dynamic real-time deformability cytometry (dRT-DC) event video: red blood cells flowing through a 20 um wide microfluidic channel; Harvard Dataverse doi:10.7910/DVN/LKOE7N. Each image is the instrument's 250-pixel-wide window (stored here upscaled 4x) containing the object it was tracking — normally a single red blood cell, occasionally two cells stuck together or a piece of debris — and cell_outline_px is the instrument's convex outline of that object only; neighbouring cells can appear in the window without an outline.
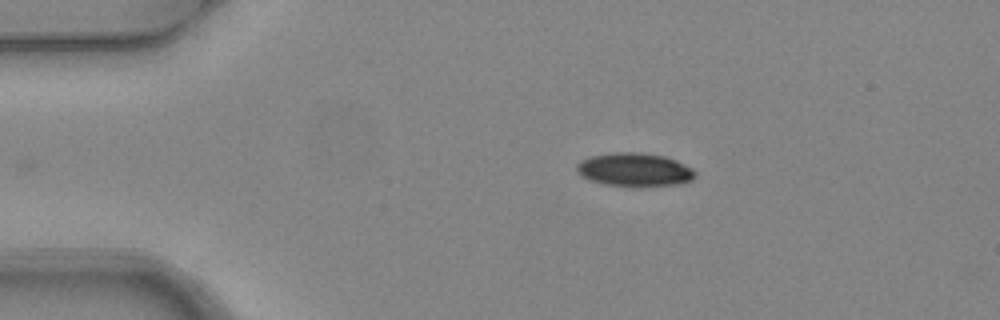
{"species": "common noctule bat (a hibernating species)", "species_latin": "Nyctalus noctula", "temperature_condition": "warm", "stored_images_in_passage": 3, "camera_frame_rate_fps": 3000, "um_per_image_px": 0.085, "animal": {"sex": "female", "body_mass_g": 24.6, "forearm_length_mm": 56.2}, "frame": {"image": 1, "passage_image": 1, "time_ms": 0.0, "image_size_px": [1000, 320], "cell_outline_px": [[696, 176], [692, 180], [680, 184], [640, 188], [628, 188], [604, 184], [588, 180], [580, 176], [576, 172], [576, 164], [580, 160], [588, 156], [612, 152], [640, 152], [664, 156], [676, 160], [692, 168], [696, 172]], "centroid_in_image_um": [53.9, 14.45], "position_along_channel_um": 31.1, "area_um2": 24.04}}
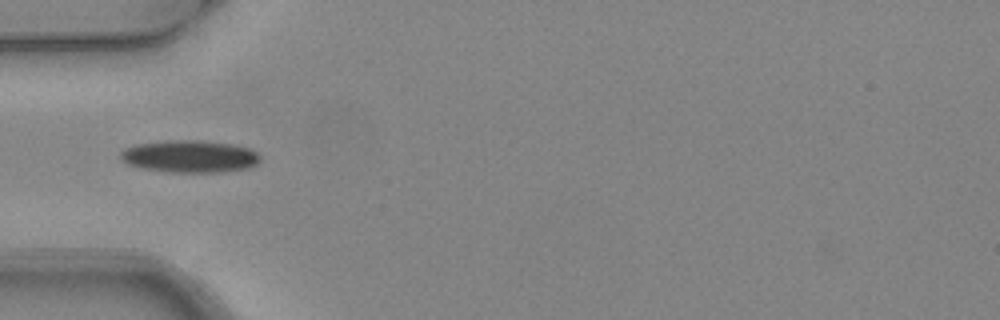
{"frame": {"image": 2, "passage_image": 3, "time_ms": 0.667, "image_size_px": [1000, 320], "cell_outline_px": [[260, 160], [256, 164], [248, 168], [220, 172], [168, 172], [140, 168], [128, 164], [120, 160], [120, 152], [124, 148], [136, 144], [168, 140], [200, 140], [232, 144], [248, 148], [256, 152], [260, 156]], "centroid_in_image_um": [16.09, 13.29], "position_along_channel_um": 68.9, "area_um2": 26.41}}